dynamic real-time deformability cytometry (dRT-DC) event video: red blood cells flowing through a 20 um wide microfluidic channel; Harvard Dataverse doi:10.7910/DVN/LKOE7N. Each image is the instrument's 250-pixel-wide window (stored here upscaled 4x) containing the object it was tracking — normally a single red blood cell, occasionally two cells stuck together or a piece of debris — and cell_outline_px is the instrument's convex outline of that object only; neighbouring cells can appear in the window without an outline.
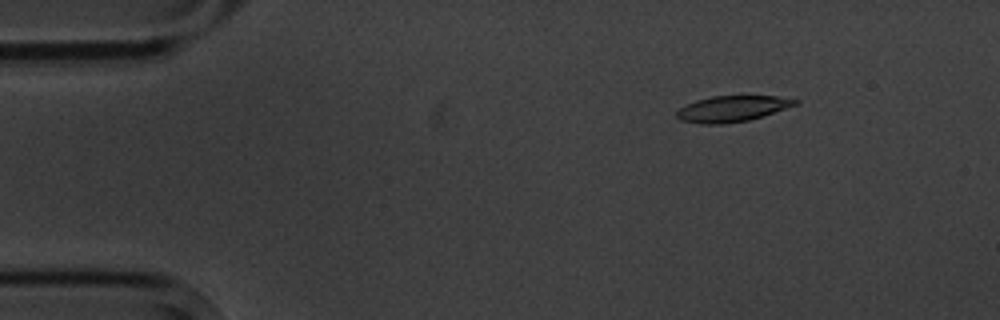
{"species": "common noctule bat (a hibernating species)", "species_latin": "Nyctalus noctula", "temperature_condition": "cold", "stored_images_in_passage": 6, "camera_frame_rate_fps": 3000, "um_per_image_px": 0.085, "animal": {"sex": "male", "body_mass_g": 20.1, "forearm_length_mm": 53.5}, "frame": {"image": 1, "passage_image": 3, "time_ms": 2.333, "image_size_px": [1000, 320], "cell_outline_px": [[800, 104], [748, 120], [724, 124], [704, 124], [680, 120], [676, 116], [676, 112], [680, 108], [696, 100], [712, 96], [776, 96], [800, 100]], "centroid_in_image_um": [62.25, 9.24], "position_along_channel_um": 22.7, "area_um2": 17.8}}
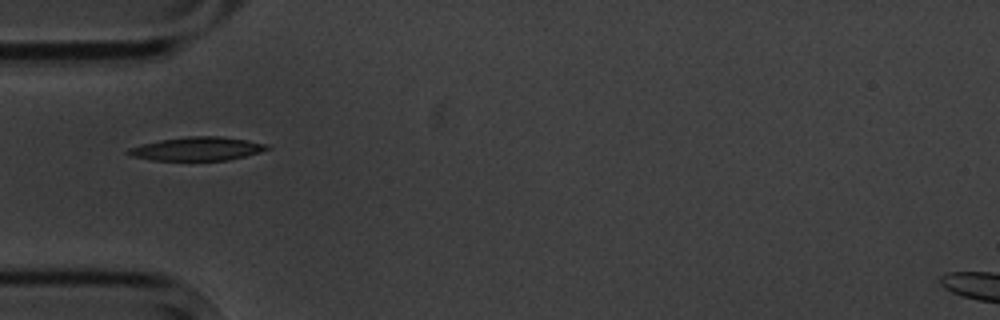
{"frame": {"image": 2, "passage_image": 6, "time_ms": 5.667, "image_size_px": [1000, 320], "cell_outline_px": [[272, 148], [260, 152], [228, 160], [152, 160], [132, 156], [124, 152], [128, 148], [140, 144], [160, 140], [188, 136], [220, 136], [248, 140], [268, 144]], "centroid_in_image_um": [16.76, 12.64], "position_along_channel_um": 68.2, "area_um2": 19.13}}